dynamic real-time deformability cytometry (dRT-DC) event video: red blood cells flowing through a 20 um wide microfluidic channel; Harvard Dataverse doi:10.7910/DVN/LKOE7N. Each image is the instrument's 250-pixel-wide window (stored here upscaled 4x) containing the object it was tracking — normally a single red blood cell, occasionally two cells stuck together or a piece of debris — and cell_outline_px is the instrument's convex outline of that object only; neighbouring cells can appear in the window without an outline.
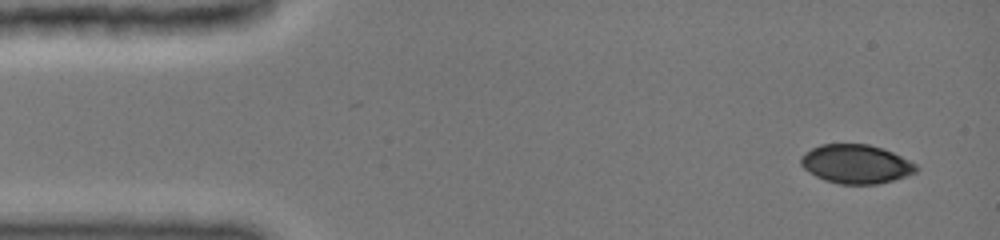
{"species": "common noctule bat (a hibernating species)", "species_latin": "Nyctalus noctula", "temperature_condition": "cold", "stored_images_in_passage": 5, "camera_frame_rate_fps": 3000, "um_per_image_px": 0.085, "animal": {"sex": "female", "body_mass_g": 19.0, "forearm_length_mm": 51.5}, "frame": {"image": 1, "passage_image": 1, "time_ms": 0.0, "image_size_px": [1000, 240], "cell_outline_px": [[920, 168], [916, 172], [892, 180], [876, 184], [840, 184], [824, 180], [808, 172], [800, 164], [800, 156], [804, 152], [820, 144], [868, 144], [892, 152], [916, 164]], "centroid_in_image_um": [72.72, 13.94], "position_along_channel_um": 12.3, "area_um2": 26.07}}
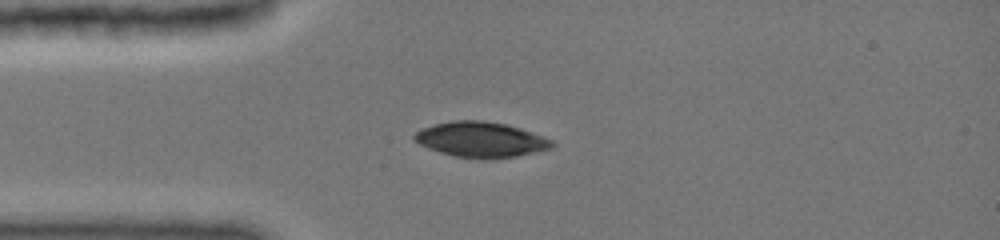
{"frame": {"image": 2, "passage_image": 4, "time_ms": 3.0, "image_size_px": [1000, 240], "cell_outline_px": [[556, 144], [552, 148], [536, 152], [516, 156], [488, 160], [452, 156], [428, 148], [412, 140], [412, 136], [416, 132], [424, 128], [436, 124], [456, 120], [484, 120], [504, 124], [520, 128], [544, 136], [552, 140]], "centroid_in_image_um": [40.89, 11.88], "position_along_channel_um": 44.1, "area_um2": 28.5}}